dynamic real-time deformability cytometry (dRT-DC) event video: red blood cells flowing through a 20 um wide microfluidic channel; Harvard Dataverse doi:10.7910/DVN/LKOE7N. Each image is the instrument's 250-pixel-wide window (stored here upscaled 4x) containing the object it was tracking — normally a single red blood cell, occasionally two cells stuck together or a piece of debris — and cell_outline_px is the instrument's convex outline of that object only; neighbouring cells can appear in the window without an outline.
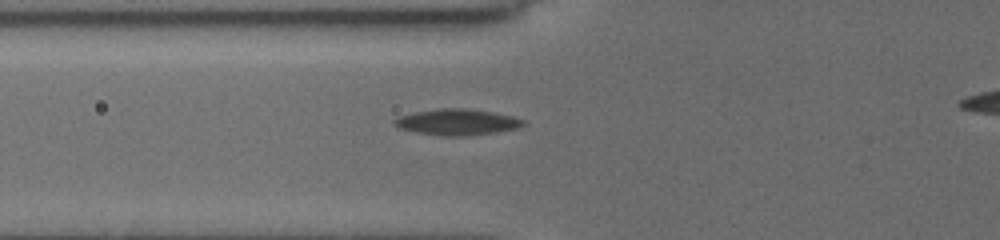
{"species": "common noctule bat (a hibernating species)", "species_latin": "Nyctalus noctula", "temperature_condition": "cold", "stored_images_in_passage": 6, "camera_frame_rate_fps": 3000, "um_per_image_px": 0.085, "animal": {"sex": "female", "body_mass_g": 19.5, "forearm_length_mm": 54.1}, "frame": {"image": 1, "passage_image": 2, "time_ms": 1.0, "image_size_px": [1000, 240], "cell_outline_px": [[524, 124], [520, 128], [496, 132], [464, 136], [448, 136], [416, 132], [400, 128], [392, 120], [400, 116], [416, 112], [440, 108], [468, 108], [492, 112], [512, 116], [524, 120]], "centroid_in_image_um": [38.89, 10.37], "position_along_channel_um": 86.9, "area_um2": 19.36}}
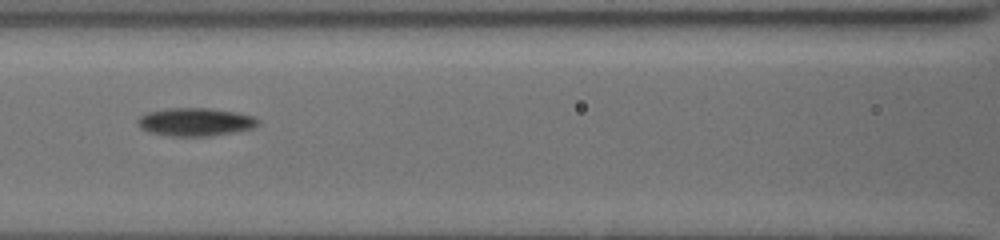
{"frame": {"image": 2, "passage_image": 4, "time_ms": 2.667, "image_size_px": [1000, 240], "cell_outline_px": [[260, 124], [252, 128], [212, 136], [172, 136], [152, 132], [140, 128], [136, 120], [140, 116], [148, 112], [168, 108], [208, 108], [236, 112], [256, 116], [260, 120]], "centroid_in_image_um": [16.64, 10.36], "position_along_channel_um": 150.0, "area_um2": 19.71}}
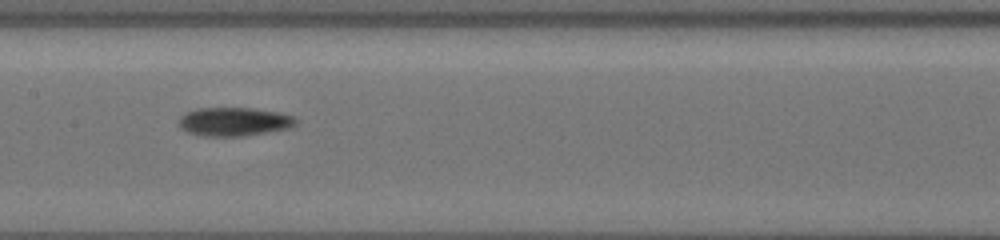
{"frame": {"image": 3, "passage_image": 5, "time_ms": 3.667, "image_size_px": [1000, 240], "cell_outline_px": [[296, 124], [292, 128], [244, 136], [204, 136], [188, 132], [180, 128], [180, 116], [196, 108], [252, 108], [280, 112], [296, 116]], "centroid_in_image_um": [19.95, 10.34], "position_along_channel_um": 187.4, "area_um2": 19.65}}